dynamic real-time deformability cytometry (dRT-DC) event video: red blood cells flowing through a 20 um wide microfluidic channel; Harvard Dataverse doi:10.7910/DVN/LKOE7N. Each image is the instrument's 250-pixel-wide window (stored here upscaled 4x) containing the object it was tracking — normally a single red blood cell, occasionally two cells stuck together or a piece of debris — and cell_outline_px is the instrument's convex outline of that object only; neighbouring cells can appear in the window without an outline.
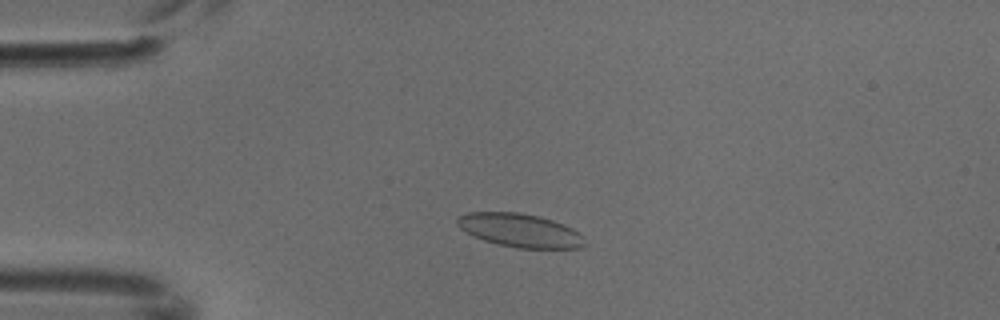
{"species": "common noctule bat (a hibernating species)", "species_latin": "Nyctalus noctula", "temperature_condition": "cold", "stored_images_in_passage": 6, "camera_frame_rate_fps": 3000, "um_per_image_px": 0.085, "animal": {"sex": "male", "body_mass_g": 18.8}, "frame": {"image": 1, "passage_image": 2, "time_ms": 0.333, "image_size_px": [1000, 320], "cell_outline_px": [[584, 244], [580, 248], [516, 248], [496, 244], [472, 236], [460, 228], [456, 224], [456, 220], [460, 216], [468, 212], [520, 212], [540, 216], [564, 224], [580, 232], [584, 236]], "centroid_in_image_um": [44.2, 19.58], "position_along_channel_um": 40.8, "area_um2": 25.09}}
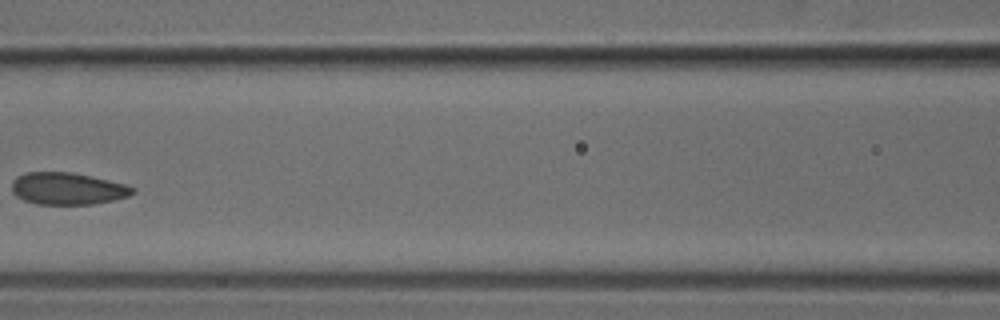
{"frame": {"image": 2, "passage_image": 5, "time_ms": 1.333, "image_size_px": [1000, 320], "cell_outline_px": [[136, 192], [128, 196], [96, 204], [36, 204], [24, 200], [16, 196], [12, 192], [12, 180], [16, 176], [24, 172], [68, 172], [88, 176], [124, 184], [136, 188]], "centroid_in_image_um": [5.7, 16.03], "position_along_channel_um": 160.9, "area_um2": 22.48}}
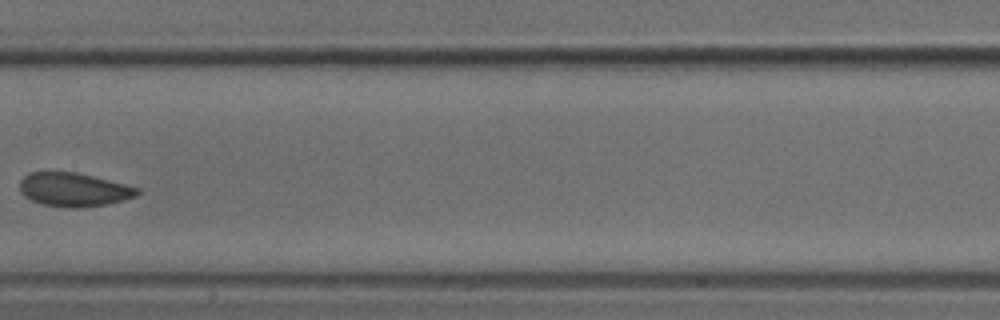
{"frame": {"image": 3, "passage_image": 6, "time_ms": 1.667, "image_size_px": [1000, 320], "cell_outline_px": [[140, 192], [136, 196], [124, 200], [108, 204], [80, 208], [64, 208], [40, 204], [24, 196], [20, 192], [20, 180], [24, 176], [32, 172], [76, 172], [140, 188]], "centroid_in_image_um": [6.26, 16.13], "position_along_channel_um": 201.1, "area_um2": 23.18}}